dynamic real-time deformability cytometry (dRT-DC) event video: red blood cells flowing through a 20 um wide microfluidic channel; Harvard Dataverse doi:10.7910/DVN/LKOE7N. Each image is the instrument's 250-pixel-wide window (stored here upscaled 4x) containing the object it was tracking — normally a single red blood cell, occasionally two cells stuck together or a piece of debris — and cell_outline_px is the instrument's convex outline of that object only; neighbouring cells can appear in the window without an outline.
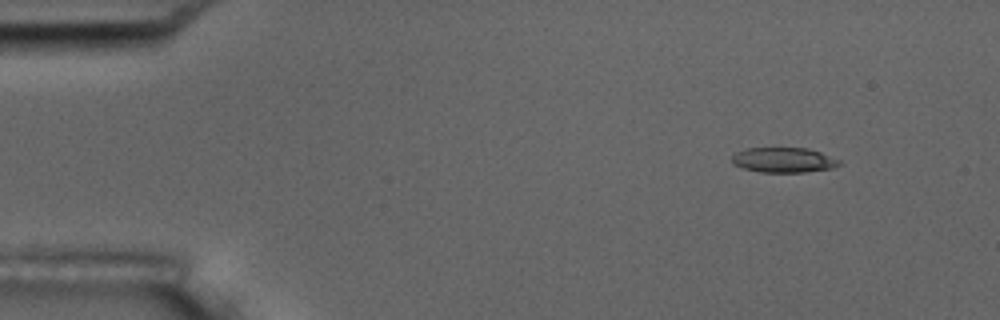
{"species": "common noctule bat (a hibernating species)", "species_latin": "Nyctalus noctula", "temperature_condition": "room temperature", "stored_images_in_passage": 5, "camera_frame_rate_fps": 3000, "um_per_image_px": 0.085, "animal": {"sex": "male", "body_mass_g": 17.5, "forearm_length_mm": 52.3}, "frame": {"image": 1, "passage_image": 1, "time_ms": 0.0, "image_size_px": [1000, 320], "cell_outline_px": [[844, 164], [832, 168], [804, 172], [760, 172], [744, 168], [732, 164], [732, 156], [736, 152], [748, 148], [808, 148], [820, 152], [840, 160]], "centroid_in_image_um": [66.63, 13.6], "position_along_channel_um": 18.4, "area_um2": 15.66}}
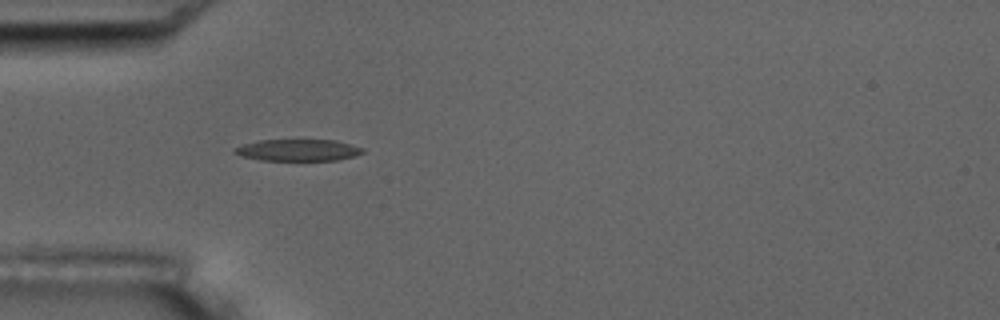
{"frame": {"image": 2, "passage_image": 4, "time_ms": 3.667, "image_size_px": [1000, 320], "cell_outline_px": [[364, 152], [356, 156], [336, 160], [260, 160], [240, 156], [232, 152], [232, 148], [244, 144], [260, 140], [336, 140], [364, 148]], "centroid_in_image_um": [25.31, 12.76], "position_along_channel_um": 59.7, "area_um2": 16.24}}